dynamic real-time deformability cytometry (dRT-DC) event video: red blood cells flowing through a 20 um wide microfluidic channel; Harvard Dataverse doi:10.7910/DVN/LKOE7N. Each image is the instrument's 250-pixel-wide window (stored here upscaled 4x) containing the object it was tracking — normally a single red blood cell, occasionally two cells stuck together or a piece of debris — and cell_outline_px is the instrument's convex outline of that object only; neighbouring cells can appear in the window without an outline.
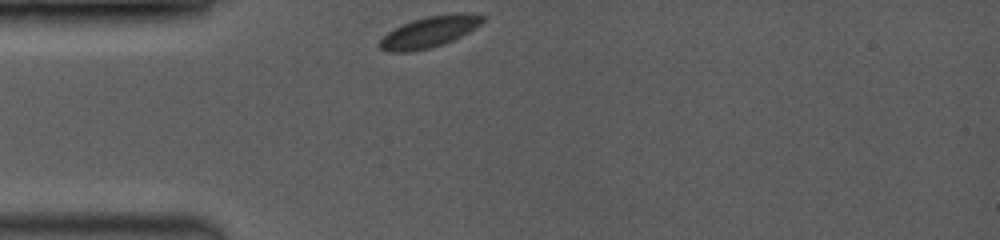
{"species": "common noctule bat (a hibernating species)", "species_latin": "Nyctalus noctula", "temperature_condition": "room temperature", "stored_images_in_passage": 13, "camera_frame_rate_fps": 3500, "um_per_image_px": 0.085, "animal": {"sex": "female", "body_mass_g": 19.0, "forearm_length_mm": 53.3}, "frame": {"image": 1, "passage_image": 1, "time_ms": 0.0, "image_size_px": [1000, 240], "cell_outline_px": [[484, 20], [476, 28], [444, 44], [432, 48], [408, 52], [388, 52], [380, 48], [376, 44], [388, 32], [412, 20], [428, 16], [452, 12], [464, 12], [484, 16]], "centroid_in_image_um": [36.5, 2.71], "position_along_channel_um": 48.5, "area_um2": 18.73}}
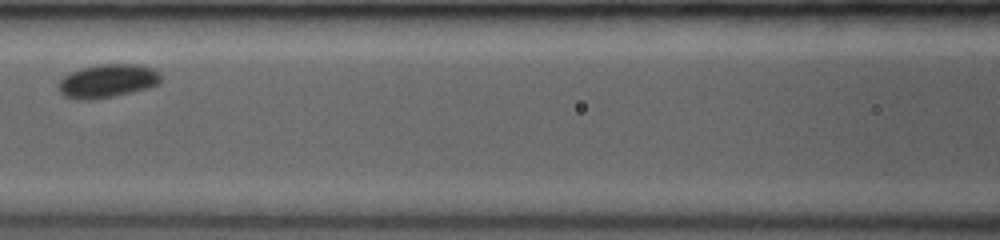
{"frame": {"image": 2, "passage_image": 8, "time_ms": 3.143, "image_size_px": [1000, 240], "cell_outline_px": [[160, 84], [148, 88], [132, 92], [92, 100], [84, 100], [64, 96], [60, 92], [56, 84], [64, 76], [80, 68], [100, 64], [140, 64], [152, 68], [160, 72]], "centroid_in_image_um": [9.15, 6.87], "position_along_channel_um": 157.5, "area_um2": 20.06}}
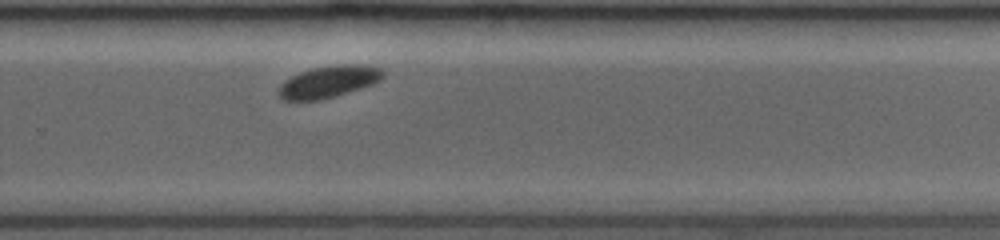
{"frame": {"image": 3, "passage_image": 13, "time_ms": 6.857, "image_size_px": [1000, 240], "cell_outline_px": [[384, 76], [380, 80], [372, 84], [336, 96], [320, 100], [284, 100], [280, 96], [280, 84], [284, 80], [300, 72], [312, 68], [340, 64], [360, 64], [380, 68], [384, 72]], "centroid_in_image_um": [27.95, 6.93], "position_along_channel_um": 301.8, "area_um2": 19.19}}